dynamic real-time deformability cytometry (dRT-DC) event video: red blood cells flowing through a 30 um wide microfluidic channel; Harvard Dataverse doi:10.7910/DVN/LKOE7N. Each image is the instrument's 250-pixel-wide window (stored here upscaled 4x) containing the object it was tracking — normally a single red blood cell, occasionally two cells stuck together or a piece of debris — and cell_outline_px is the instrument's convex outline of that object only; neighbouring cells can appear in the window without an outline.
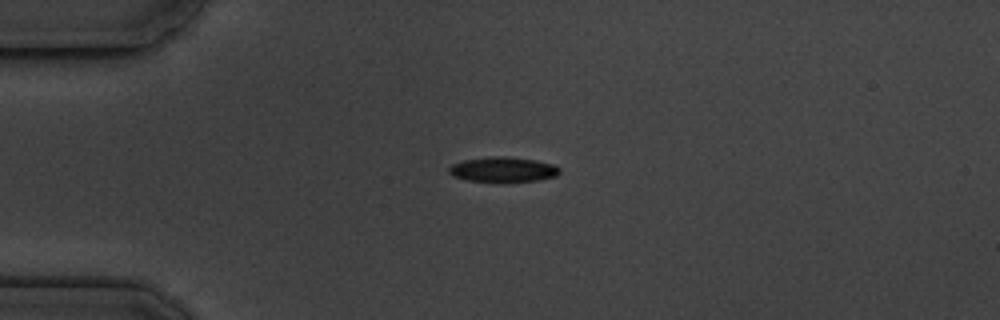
{"species": "common noctule bat (a hibernating species)", "species_latin": "Nyctalus noctula", "temperature_condition": "cold", "stored_images_in_passage": 15, "camera_frame_rate_fps": 3000, "um_per_image_px": 0.085, "animal": {"sex": "male", "body_mass_g": 19.5, "forearm_length_mm": 54.6}, "frame": {"image": 1, "passage_image": 3, "time_ms": 2.0, "image_size_px": [1000, 320], "cell_outline_px": [[560, 172], [556, 176], [536, 180], [468, 180], [452, 176], [448, 172], [448, 168], [452, 164], [464, 160], [492, 156], [504, 156], [536, 160], [552, 164], [560, 168]], "centroid_in_image_um": [42.74, 14.37], "position_along_channel_um": 42.3, "area_um2": 15.61}}
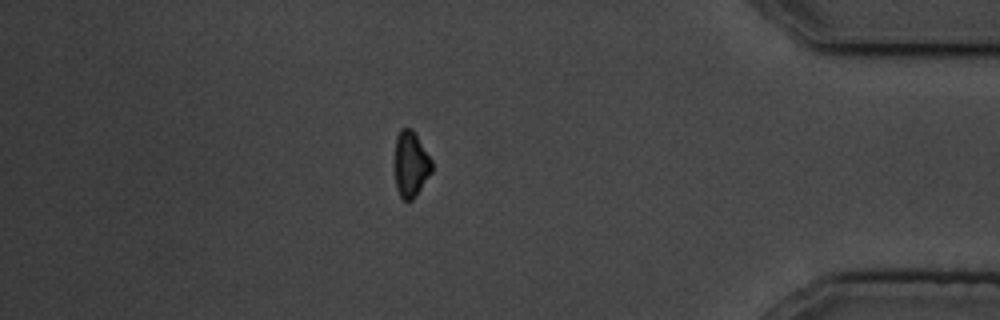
{"frame": {"image": 2, "passage_image": 13, "time_ms": 13.667, "image_size_px": [1000, 320], "cell_outline_px": [[432, 172], [412, 200], [404, 200], [400, 196], [396, 188], [392, 164], [396, 136], [400, 128], [412, 128], [432, 160]], "centroid_in_image_um": [34.86, 13.93], "position_along_channel_um": 400.3, "area_um2": 14.74}, "authors_computed_cell_mechanics": {"area_um2": 15.606, "velocity_mm_per_s": 3.5854, "shape_relaxation_time_tau1_ms": 1.567, "shape_relaxation_time_tau2_ms": null, "deformation_change_tau1": 0.0694, "deformation_change_tau2": null}}